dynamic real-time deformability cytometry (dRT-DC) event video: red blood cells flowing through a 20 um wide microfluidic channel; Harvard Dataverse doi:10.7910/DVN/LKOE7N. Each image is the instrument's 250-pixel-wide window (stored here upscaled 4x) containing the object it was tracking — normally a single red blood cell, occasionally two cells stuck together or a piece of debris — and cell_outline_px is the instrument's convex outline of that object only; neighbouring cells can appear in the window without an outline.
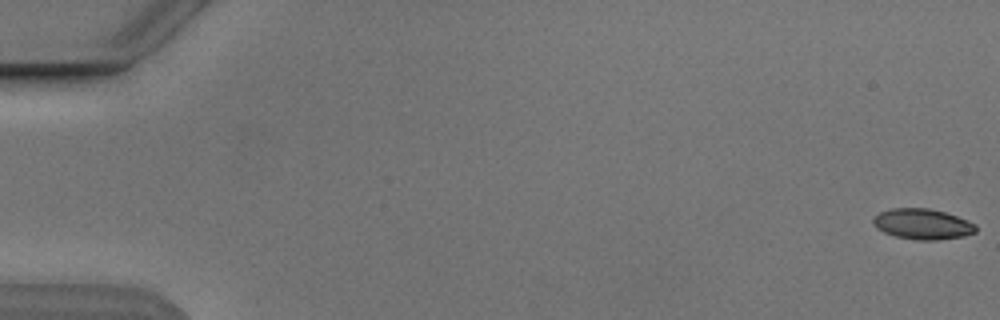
{"species": "Egyptian fruit bat (a non-hibernating species)", "species_latin": "Rousettus aegyptiacus", "temperature_condition": "cold", "stored_images_in_passage": 5, "segment_of_instrument_passage": [2, 2], "camera_frame_rate_fps": 3000, "um_per_image_px": 0.085, "animal": {"sex": "male"}, "frame": {"image": 1, "passage_image": 5, "time_ms": 5.667, "image_size_px": [1000, 320], "cell_outline_px": [[976, 232], [964, 236], [936, 240], [916, 240], [896, 236], [884, 232], [876, 228], [872, 224], [872, 216], [880, 212], [892, 208], [928, 208], [944, 212], [968, 220], [976, 224]], "centroid_in_image_um": [78.39, 19.04], "position_along_channel_um": 6.6, "area_um2": 18.38}}